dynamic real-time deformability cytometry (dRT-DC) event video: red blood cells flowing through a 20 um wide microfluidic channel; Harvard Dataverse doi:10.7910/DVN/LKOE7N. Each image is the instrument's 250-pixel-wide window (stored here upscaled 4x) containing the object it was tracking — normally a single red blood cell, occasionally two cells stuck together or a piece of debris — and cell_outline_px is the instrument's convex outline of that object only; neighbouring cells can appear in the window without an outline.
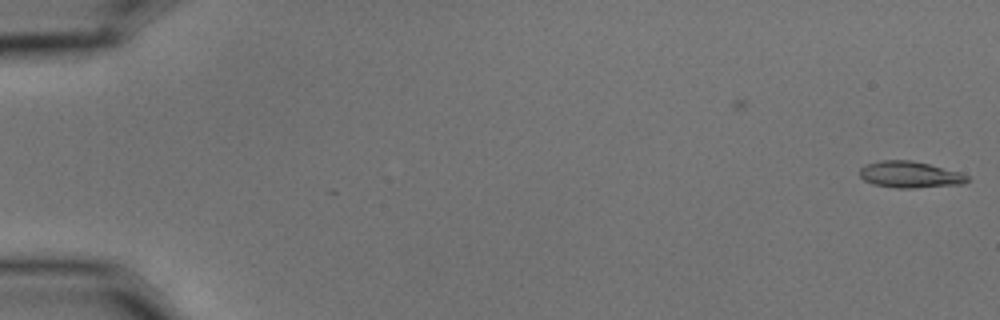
{"species": "common noctule bat (a hibernating species)", "species_latin": "Nyctalus noctula", "temperature_condition": "cold", "stored_images_in_passage": 6, "camera_frame_rate_fps": 3000, "um_per_image_px": 0.085, "animal": {"sex": "male", "body_mass_g": 15.6}, "frame": {"image": 1, "passage_image": 6, "time_ms": 1.667, "image_size_px": [1000, 320], "cell_outline_px": [[968, 180], [964, 184], [916, 188], [896, 188], [872, 184], [864, 180], [860, 176], [860, 168], [868, 164], [880, 160], [912, 160], [960, 172], [968, 176]], "centroid_in_image_um": [77.34, 14.85], "position_along_channel_um": 7.7, "area_um2": 16.59}}